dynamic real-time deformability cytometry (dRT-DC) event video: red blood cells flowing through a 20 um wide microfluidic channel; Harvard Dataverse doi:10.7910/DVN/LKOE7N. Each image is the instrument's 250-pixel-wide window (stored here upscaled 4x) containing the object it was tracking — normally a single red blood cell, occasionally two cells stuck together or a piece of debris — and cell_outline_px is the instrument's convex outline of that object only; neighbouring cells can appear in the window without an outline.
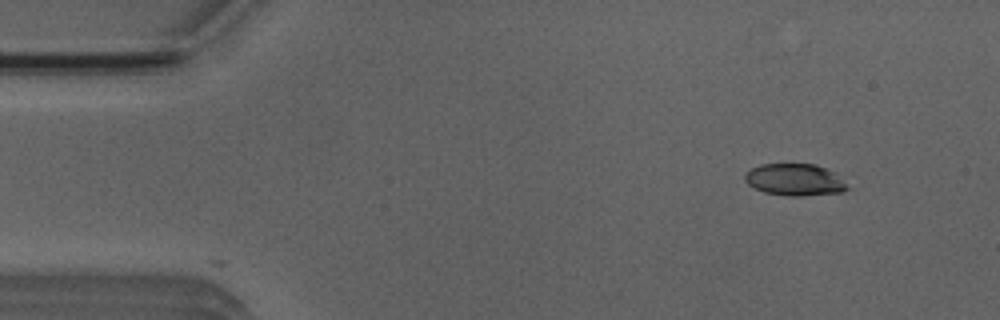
{"species": "Egyptian fruit bat (a non-hibernating species)", "species_latin": "Rousettus aegyptiacus", "temperature_condition": "room temperature", "stored_images_in_passage": 5, "camera_frame_rate_fps": 3000, "um_per_image_px": 0.085, "animal": {"sex": "male"}, "frame": {"image": 1, "passage_image": 2, "time_ms": 1.0, "image_size_px": [1000, 320], "cell_outline_px": [[848, 188], [844, 192], [800, 196], [788, 196], [764, 192], [748, 184], [744, 180], [744, 176], [752, 168], [760, 164], [816, 164], [836, 172]], "centroid_in_image_um": [67.57, 15.27], "position_along_channel_um": 17.4, "area_um2": 19.02}}